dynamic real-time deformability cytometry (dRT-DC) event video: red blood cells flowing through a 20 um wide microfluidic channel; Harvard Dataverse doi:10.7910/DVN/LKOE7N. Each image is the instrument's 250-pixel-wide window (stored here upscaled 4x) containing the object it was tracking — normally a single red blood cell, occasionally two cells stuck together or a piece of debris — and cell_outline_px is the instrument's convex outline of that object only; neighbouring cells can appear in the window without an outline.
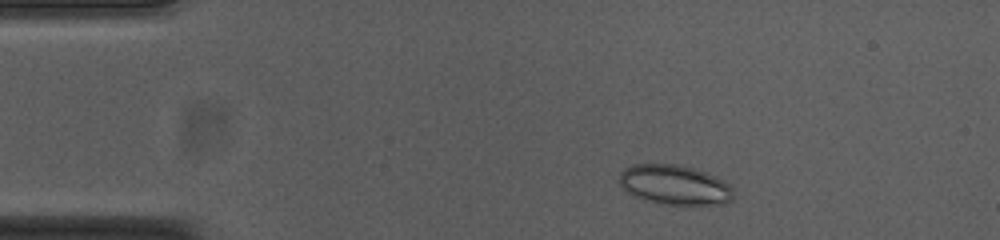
{"species": "common noctule bat (a hibernating species)", "species_latin": "Nyctalus noctula", "temperature_condition": "cold", "stored_images_in_passage": 50, "camera_frame_rate_fps": 3000, "um_per_image_px": 0.085, "animal": {"sex": "female", "body_mass_g": 23.0, "forearm_length_mm": 53.4}, "frame": {"image": 1, "passage_image": 5, "time_ms": 1.333, "image_size_px": [1000, 240], "cell_outline_px": [[732, 200], [724, 204], [664, 204], [636, 196], [628, 192], [620, 184], [620, 172], [624, 168], [632, 164], [676, 164], [692, 168], [704, 172], [724, 180], [732, 188]], "centroid_in_image_um": [57.35, 15.7], "position_along_channel_um": 27.7, "area_um2": 26.01}}
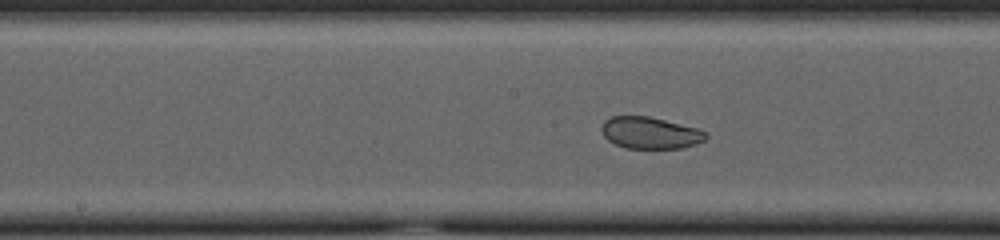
{"frame": {"image": 2, "passage_image": 23, "time_ms": 7.333, "image_size_px": [1000, 240], "cell_outline_px": [[708, 136], [704, 140], [696, 144], [680, 148], [628, 148], [616, 144], [608, 140], [604, 136], [600, 128], [604, 120], [612, 116], [648, 116], [700, 128]], "centroid_in_image_um": [55.26, 11.28], "position_along_channel_um": 192.9, "area_um2": 19.31}}
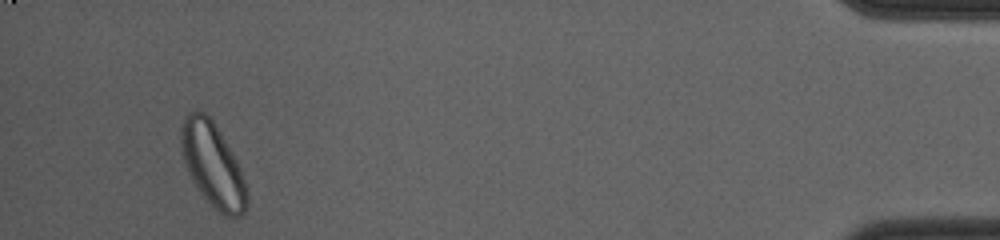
{"frame": {"image": 3, "passage_image": 47, "time_ms": 15.333, "image_size_px": [1000, 240], "cell_outline_px": [[248, 204], [244, 212], [240, 216], [228, 216], [220, 212], [200, 192], [184, 160], [180, 148], [180, 128], [188, 112], [196, 108], [204, 112], [212, 120], [236, 160], [240, 168], [248, 192]], "centroid_in_image_um": [18.08, 13.98], "position_along_channel_um": 417.1, "area_um2": 31.5}, "authors_computed_cell_mechanics": {"area_um2": 25.1719, "velocity_mm_per_s": 3.7289, "shape_relaxation_time_tau1_ms": null, "shape_relaxation_time_tau2_ms": 1.4654, "deformation_change_tau1": null, "deformation_change_tau2": 0.0444}}